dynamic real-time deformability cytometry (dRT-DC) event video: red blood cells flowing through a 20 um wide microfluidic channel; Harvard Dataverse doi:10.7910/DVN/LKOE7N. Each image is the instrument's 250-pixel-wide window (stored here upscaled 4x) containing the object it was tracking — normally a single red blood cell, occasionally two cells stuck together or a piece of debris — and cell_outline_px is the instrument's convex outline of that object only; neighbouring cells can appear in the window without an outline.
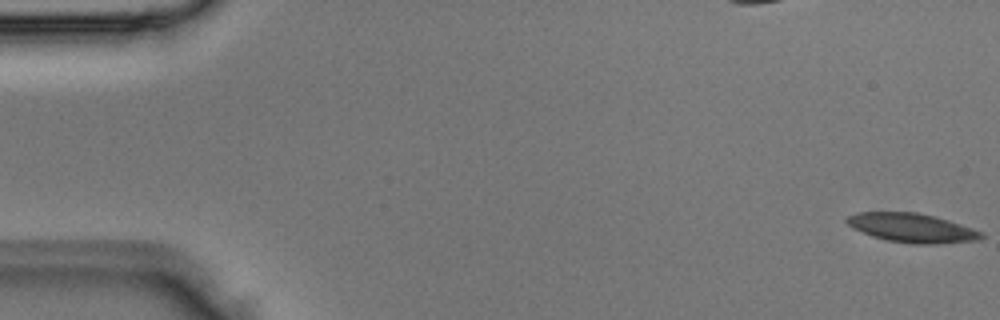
{"species": "Egyptian fruit bat (a non-hibernating species)", "species_latin": "Rousettus aegyptiacus", "temperature_condition": "room temperature", "stored_images_in_passage": 4, "camera_frame_rate_fps": 3000, "um_per_image_px": 0.085, "animal": {"sex": "male"}, "frame": {"image": 1, "passage_image": 1, "time_ms": 0.0, "image_size_px": [1000, 320], "cell_outline_px": [[984, 236], [980, 240], [936, 244], [912, 244], [888, 240], [872, 236], [852, 228], [844, 220], [848, 216], [856, 212], [916, 212], [936, 216], [984, 232]], "centroid_in_image_um": [77.53, 19.37], "position_along_channel_um": 7.5, "area_um2": 22.89}}